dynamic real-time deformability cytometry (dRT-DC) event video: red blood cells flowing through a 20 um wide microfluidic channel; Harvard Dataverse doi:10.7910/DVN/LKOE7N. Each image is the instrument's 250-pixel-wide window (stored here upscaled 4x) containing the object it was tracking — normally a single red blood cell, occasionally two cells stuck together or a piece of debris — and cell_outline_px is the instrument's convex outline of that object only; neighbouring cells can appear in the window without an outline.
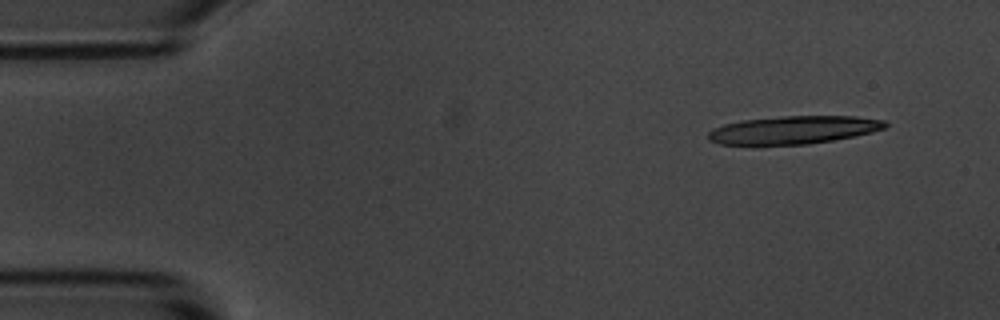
{"species": "common noctule bat (a hibernating species)", "species_latin": "Nyctalus noctula", "temperature_condition": "room temperature", "stored_images_in_passage": 5, "camera_frame_rate_fps": 3000, "um_per_image_px": 0.085, "animal": {"sex": "male", "body_mass_g": 20.1, "forearm_length_mm": 53.5}, "frame": {"image": 1, "passage_image": 1, "time_ms": 0.0, "image_size_px": [1000, 320], "cell_outline_px": [[888, 124], [884, 128], [872, 132], [856, 136], [808, 144], [720, 144], [708, 140], [708, 132], [712, 128], [724, 124], [744, 120], [784, 116], [856, 116], [884, 120]], "centroid_in_image_um": [67.46, 11.04], "position_along_channel_um": 17.5, "area_um2": 28.67}}